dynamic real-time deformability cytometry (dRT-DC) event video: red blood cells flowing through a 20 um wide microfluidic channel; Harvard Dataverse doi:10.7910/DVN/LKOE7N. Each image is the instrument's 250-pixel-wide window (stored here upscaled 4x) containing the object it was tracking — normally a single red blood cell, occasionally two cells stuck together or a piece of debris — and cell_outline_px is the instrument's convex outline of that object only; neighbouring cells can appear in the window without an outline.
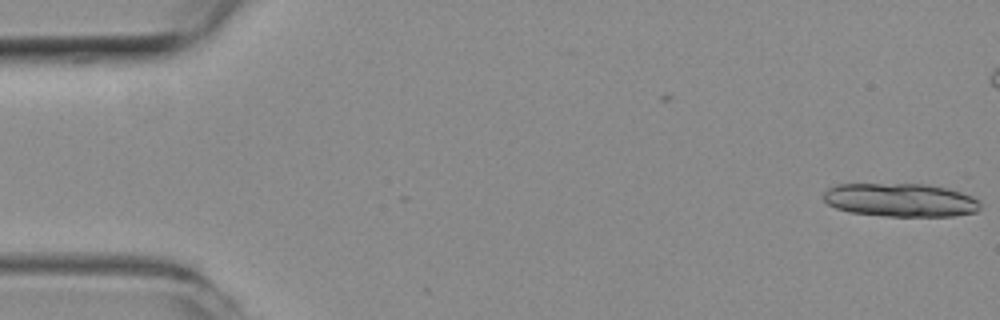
{"species": "common noctule bat (a hibernating species)", "species_latin": "Nyctalus noctula", "temperature_condition": "room temperature", "stored_images_in_passage": 3, "camera_frame_rate_fps": 3000, "um_per_image_px": 0.085, "animal": {"sex": "female", "body_mass_g": 19.3, "forearm_length_mm": 54.1}, "frame": {"image": 1, "passage_image": 1, "time_ms": 0.0, "image_size_px": [1000, 320], "cell_outline_px": [[980, 208], [976, 212], [952, 216], [884, 216], [848, 212], [836, 208], [828, 204], [824, 200], [824, 192], [828, 188], [836, 184], [928, 184], [948, 188], [972, 196], [980, 200]], "centroid_in_image_um": [76.55, 17.0], "position_along_channel_um": 8.5, "area_um2": 30.75}}